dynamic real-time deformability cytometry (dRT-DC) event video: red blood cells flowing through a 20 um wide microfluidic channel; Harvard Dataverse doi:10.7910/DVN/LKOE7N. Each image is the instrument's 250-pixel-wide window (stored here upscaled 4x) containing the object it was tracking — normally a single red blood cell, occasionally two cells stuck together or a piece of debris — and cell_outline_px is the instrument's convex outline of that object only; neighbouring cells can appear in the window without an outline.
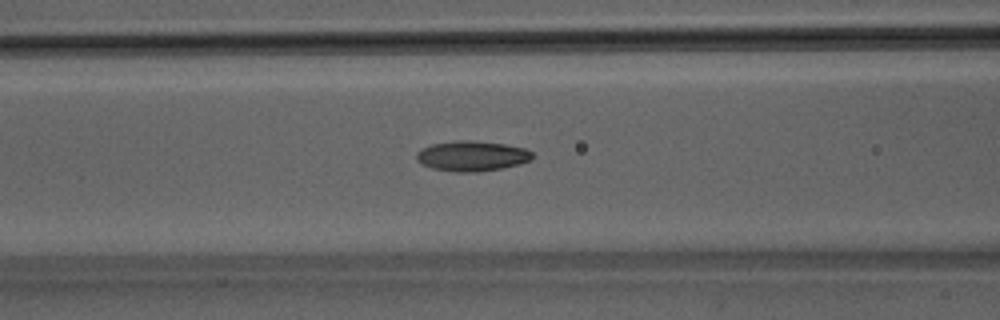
{"species": "Egyptian fruit bat (a non-hibernating species)", "species_latin": "Rousettus aegyptiacus", "temperature_condition": "room temperature", "stored_images_in_passage": 50, "camera_frame_rate_fps": 3000, "um_per_image_px": 0.085, "animal": {"sex": "male"}, "frame": {"image": 1, "passage_image": 21, "time_ms": 6.667, "image_size_px": [1000, 320], "cell_outline_px": [[532, 160], [520, 164], [500, 168], [476, 172], [456, 172], [432, 168], [416, 160], [416, 152], [432, 144], [456, 140], [472, 140], [504, 144], [524, 148], [532, 152]], "centroid_in_image_um": [40.12, 13.25], "position_along_channel_um": 126.5, "area_um2": 20.29}}
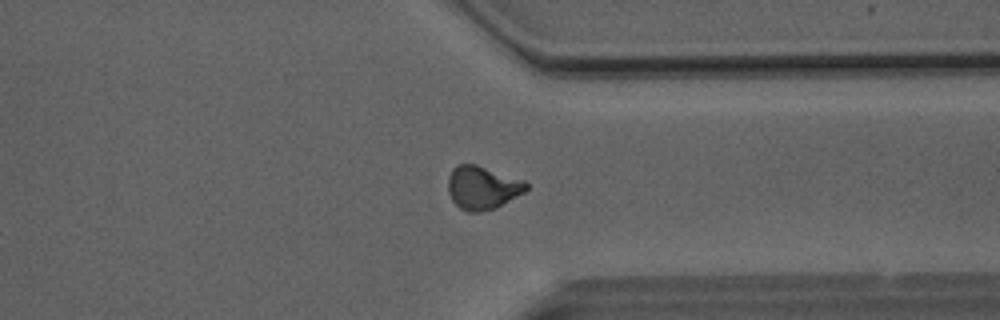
{"frame": {"image": 2, "passage_image": 39, "time_ms": 12.667, "image_size_px": [1000, 320], "cell_outline_px": [[528, 188], [524, 192], [496, 208], [480, 212], [468, 212], [460, 208], [452, 200], [448, 192], [448, 176], [452, 168], [456, 164], [476, 164], [524, 180], [528, 184]], "centroid_in_image_um": [40.99, 15.94], "position_along_channel_um": 370.4, "area_um2": 19.83}}
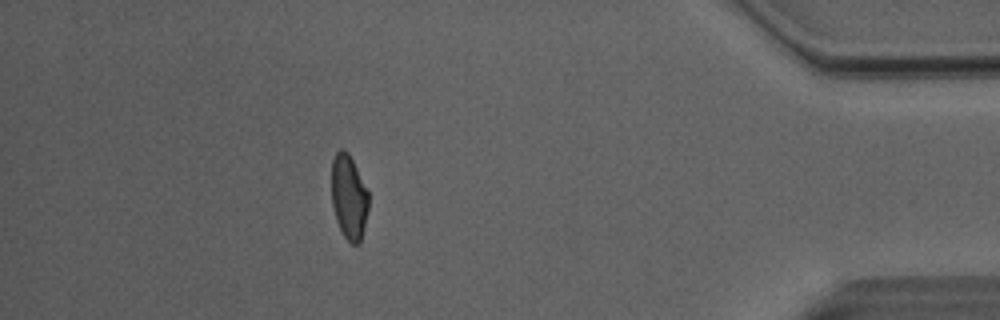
{"frame": {"image": 3, "passage_image": 45, "time_ms": 14.667, "image_size_px": [1000, 320], "cell_outline_px": [[368, 208], [364, 228], [360, 244], [352, 244], [344, 236], [336, 220], [332, 204], [332, 160], [336, 152], [340, 148], [344, 148], [348, 152], [368, 192]], "centroid_in_image_um": [29.65, 16.75], "position_along_channel_um": 405.6, "area_um2": 18.09}}